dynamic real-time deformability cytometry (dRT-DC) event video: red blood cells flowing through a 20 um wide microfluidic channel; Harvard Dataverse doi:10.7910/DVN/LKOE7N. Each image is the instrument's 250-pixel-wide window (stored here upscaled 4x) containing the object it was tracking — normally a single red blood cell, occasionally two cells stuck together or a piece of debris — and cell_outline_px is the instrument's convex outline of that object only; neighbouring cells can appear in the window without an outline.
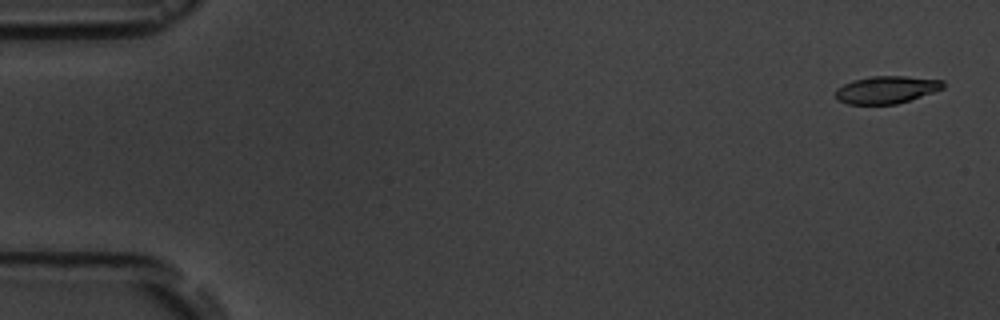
{"species": "common noctule bat (a hibernating species)", "species_latin": "Nyctalus noctula", "temperature_condition": "room temperature", "stored_images_in_passage": 5, "segment_of_instrument_passage": [1, 2], "camera_frame_rate_fps": 3000, "um_per_image_px": 0.085, "animal": {"sex": "male", "body_mass_g": 19.5, "forearm_length_mm": 54.6}, "frame": {"image": 1, "passage_image": 1, "time_ms": 0.0, "image_size_px": [1000, 320], "cell_outline_px": [[944, 88], [896, 104], [848, 104], [840, 100], [836, 96], [836, 88], [852, 80], [868, 76], [904, 76], [944, 80]], "centroid_in_image_um": [75.34, 7.61], "position_along_channel_um": 9.7, "area_um2": 17.05}}